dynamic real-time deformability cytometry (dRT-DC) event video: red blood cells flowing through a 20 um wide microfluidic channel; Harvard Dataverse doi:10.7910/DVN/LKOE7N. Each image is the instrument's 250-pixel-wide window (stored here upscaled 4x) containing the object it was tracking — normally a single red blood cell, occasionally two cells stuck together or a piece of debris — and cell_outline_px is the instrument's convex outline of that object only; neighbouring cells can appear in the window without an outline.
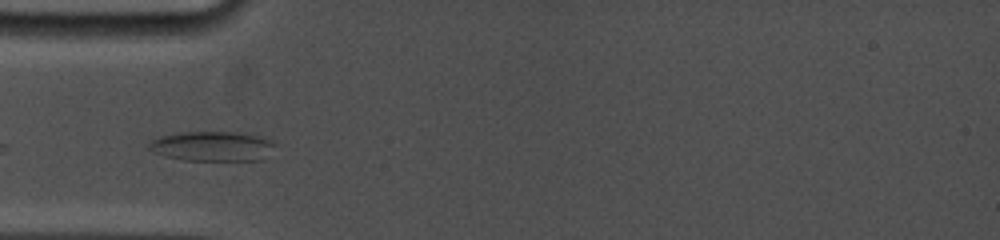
{"species": "common noctule bat (a hibernating species)", "species_latin": "Nyctalus noctula", "temperature_condition": "cold", "stored_images_in_passage": 11, "camera_frame_rate_fps": 5000, "um_per_image_px": 0.085, "animal": {"sex": "female", "body_mass_g": 19.0, "forearm_length_mm": 53.3}, "frame": {"image": 1, "passage_image": 1, "time_ms": 0.0, "image_size_px": [1000, 240], "cell_outline_px": [[276, 144], [260, 160], [184, 160], [164, 156], [152, 152], [148, 148], [148, 144], [152, 140], [160, 136], [184, 132], [236, 132], [256, 136], [272, 140]], "centroid_in_image_um": [17.99, 12.43], "position_along_channel_um": 67.0, "area_um2": 21.62}}
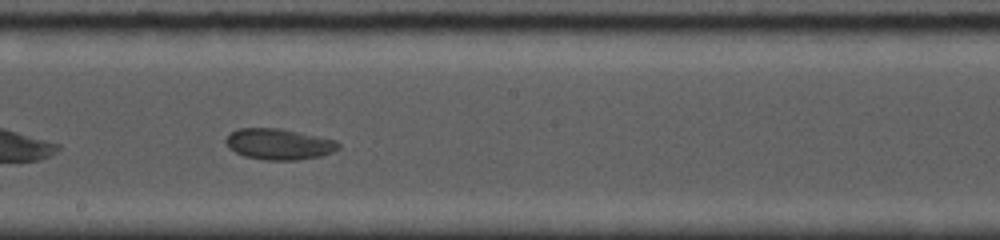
{"frame": {"image": 2, "passage_image": 8, "time_ms": 4.2, "image_size_px": [1000, 240], "cell_outline_px": [[340, 148], [332, 152], [320, 156], [296, 160], [268, 160], [244, 156], [228, 148], [224, 140], [232, 132], [240, 128], [280, 128], [336, 140], [340, 144]], "centroid_in_image_um": [23.71, 12.25], "position_along_channel_um": 224.5, "area_um2": 20.23}}
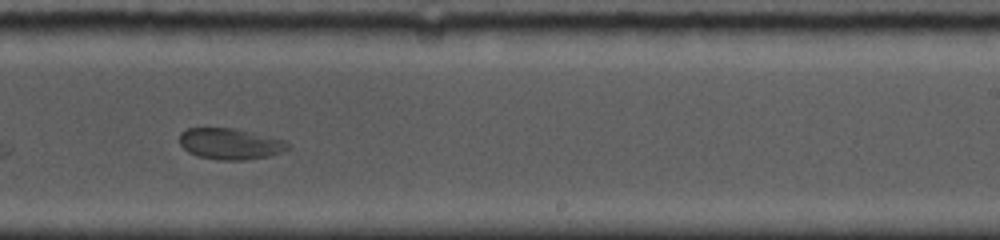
{"frame": {"image": 3, "passage_image": 10, "time_ms": 5.4, "image_size_px": [1000, 240], "cell_outline_px": [[292, 148], [268, 156], [244, 160], [220, 160], [196, 156], [188, 152], [180, 144], [180, 132], [188, 128], [236, 128], [288, 140], [292, 144]], "centroid_in_image_um": [19.62, 12.22], "position_along_channel_um": 269.4, "area_um2": 20.0}}